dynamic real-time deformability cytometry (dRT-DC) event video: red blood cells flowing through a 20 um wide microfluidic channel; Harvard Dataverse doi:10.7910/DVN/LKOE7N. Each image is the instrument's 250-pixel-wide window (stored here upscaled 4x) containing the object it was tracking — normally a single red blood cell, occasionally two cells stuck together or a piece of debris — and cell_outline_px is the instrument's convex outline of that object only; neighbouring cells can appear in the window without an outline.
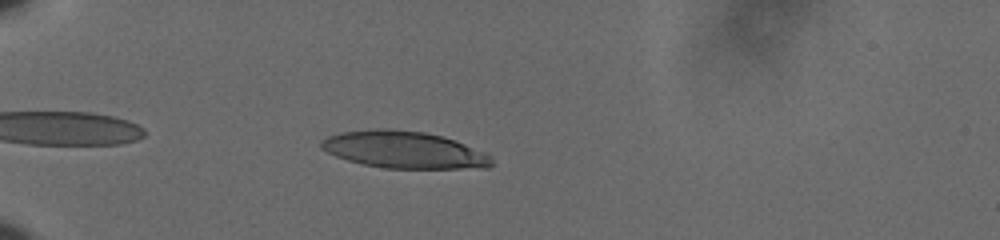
{"species": "human", "species_latin": "Homo sapiens", "temperature_condition": "cold", "stored_images_in_passage": 41, "camera_frame_rate_fps": 3000, "um_per_image_px": 0.085, "donor": {"sex": "male"}, "frame": {"image": 1, "passage_image": 5, "time_ms": 1.333, "image_size_px": [1000, 240], "cell_outline_px": [[492, 164], [488, 168], [384, 168], [364, 164], [348, 160], [336, 156], [320, 148], [320, 140], [328, 136], [340, 132], [376, 128], [388, 128], [424, 132], [440, 136], [464, 144], [484, 152], [492, 156]], "centroid_in_image_um": [34.31, 12.73], "position_along_channel_um": 50.7, "area_um2": 36.65}}
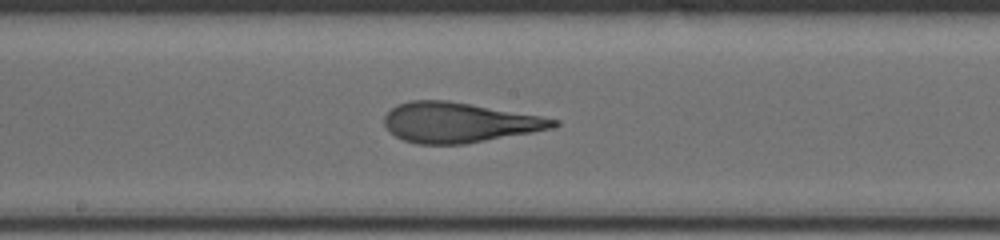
{"frame": {"image": 2, "passage_image": 21, "time_ms": 6.667, "image_size_px": [1000, 240], "cell_outline_px": [[560, 124], [552, 128], [532, 132], [464, 144], [416, 144], [404, 140], [396, 136], [384, 124], [384, 116], [392, 108], [400, 104], [412, 100], [444, 100], [540, 116], [560, 120]], "centroid_in_image_um": [39.0, 10.42], "position_along_channel_um": 209.2, "area_um2": 38.84}}
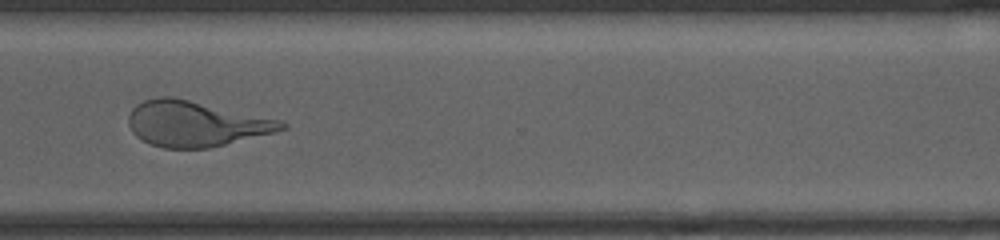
{"frame": {"image": 3, "passage_image": 33, "time_ms": 10.667, "image_size_px": [1000, 240], "cell_outline_px": [[288, 128], [208, 148], [164, 148], [140, 140], [132, 132], [128, 124], [128, 116], [132, 108], [136, 104], [144, 100], [156, 96], [172, 96], [284, 120], [288, 124]], "centroid_in_image_um": [16.61, 10.5], "position_along_channel_um": 354.0, "area_um2": 40.63}, "authors_computed_cell_mechanics": {"area_um2": 38.8994, "velocity_mm_per_s": 3.6329, "shape_relaxation_time_tau1_ms": 4.798, "shape_relaxation_time_tau2_ms": 1.3728, "deformation_change_tau1": 0.2184, "deformation_change_tau2": 0.1169}}